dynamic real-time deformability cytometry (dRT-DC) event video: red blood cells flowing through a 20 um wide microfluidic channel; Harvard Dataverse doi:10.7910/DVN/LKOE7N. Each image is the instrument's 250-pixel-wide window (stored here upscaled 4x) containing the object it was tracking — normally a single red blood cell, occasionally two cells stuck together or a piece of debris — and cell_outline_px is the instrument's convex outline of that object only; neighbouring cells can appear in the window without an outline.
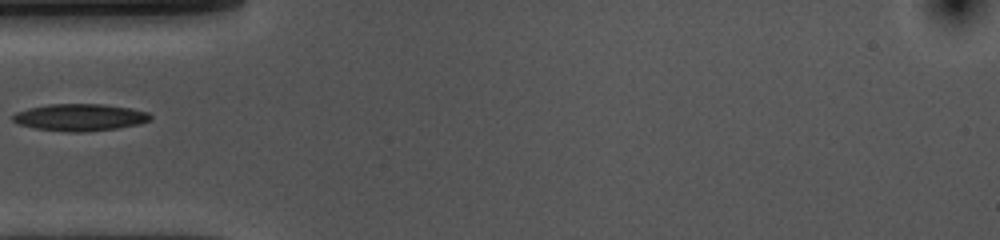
{"species": "common noctule bat (a hibernating species)", "species_latin": "Nyctalus noctula", "temperature_condition": "cold", "stored_images_in_passage": 39, "camera_frame_rate_fps": 3000, "um_per_image_px": 0.085, "animal": {"sex": "female", "body_mass_g": 10.0, "forearm_length_mm": 53.1}, "frame": {"image": 1, "passage_image": 1, "time_ms": 0.0, "image_size_px": [1000, 240], "cell_outline_px": [[152, 120], [140, 124], [116, 128], [84, 132], [68, 132], [36, 128], [20, 124], [12, 120], [12, 116], [16, 112], [28, 108], [48, 104], [104, 104], [132, 108], [148, 112], [152, 116]], "centroid_in_image_um": [6.83, 9.97], "position_along_channel_um": 78.2, "area_um2": 21.73}}
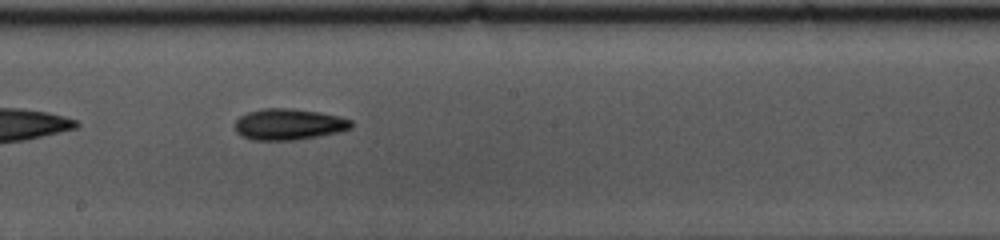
{"frame": {"image": 2, "passage_image": 13, "time_ms": 4.0, "image_size_px": [1000, 240], "cell_outline_px": [[352, 128], [340, 132], [292, 140], [252, 140], [240, 136], [236, 132], [236, 120], [240, 116], [248, 112], [264, 108], [292, 108], [340, 116], [352, 120]], "centroid_in_image_um": [24.54, 10.57], "position_along_channel_um": 223.7, "area_um2": 21.1}}
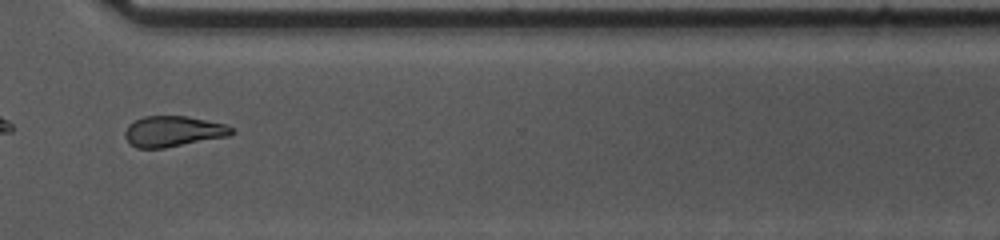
{"frame": {"image": 3, "passage_image": 24, "time_ms": 7.667, "image_size_px": [1000, 240], "cell_outline_px": [[236, 132], [232, 136], [164, 148], [136, 148], [124, 136], [124, 132], [128, 124], [144, 116], [188, 116], [224, 124], [232, 128]], "centroid_in_image_um": [14.75, 11.17], "position_along_channel_um": 355.8, "area_um2": 19.19}}